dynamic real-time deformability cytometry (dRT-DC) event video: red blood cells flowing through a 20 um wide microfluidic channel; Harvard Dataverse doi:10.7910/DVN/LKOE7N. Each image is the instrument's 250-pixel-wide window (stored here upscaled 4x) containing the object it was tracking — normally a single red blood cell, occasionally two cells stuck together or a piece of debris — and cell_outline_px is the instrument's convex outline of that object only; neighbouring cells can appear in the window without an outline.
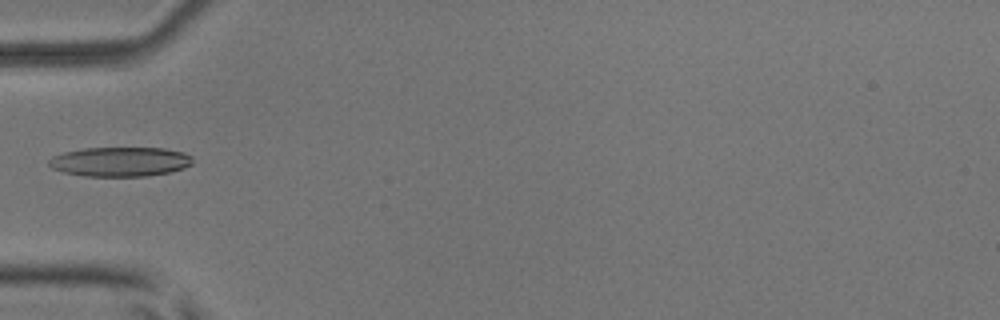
{"species": "common noctule bat (a hibernating species)", "species_latin": "Nyctalus noctula", "temperature_condition": "room temperature", "stored_images_in_passage": 7, "camera_frame_rate_fps": 3000, "um_per_image_px": 0.085, "animal": {"sex": "male", "body_mass_g": 17.9, "forearm_length_mm": 54.2}, "frame": {"image": 1, "passage_image": 6, "time_ms": 1.667, "image_size_px": [1000, 320], "cell_outline_px": [[192, 164], [184, 168], [168, 172], [148, 176], [84, 176], [64, 172], [52, 168], [48, 164], [48, 160], [52, 156], [64, 152], [84, 148], [164, 148], [184, 152], [192, 156]], "centroid_in_image_um": [10.21, 13.74], "position_along_channel_um": 74.8, "area_um2": 24.74}}
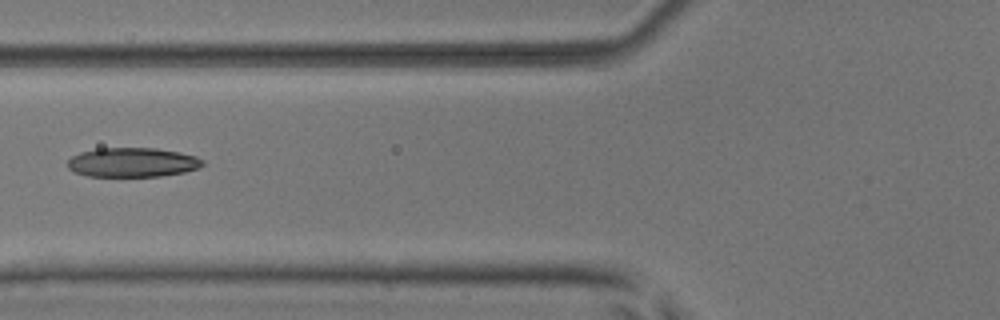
{"frame": {"image": 2, "passage_image": 7, "time_ms": 2.0, "image_size_px": [1000, 320], "cell_outline_px": [[204, 164], [196, 168], [184, 172], [160, 176], [88, 176], [76, 172], [68, 168], [68, 160], [72, 156], [80, 152], [96, 148], [156, 148], [180, 152], [196, 156], [204, 160]], "centroid_in_image_um": [11.26, 13.79], "position_along_channel_um": 114.5, "area_um2": 23.06}}